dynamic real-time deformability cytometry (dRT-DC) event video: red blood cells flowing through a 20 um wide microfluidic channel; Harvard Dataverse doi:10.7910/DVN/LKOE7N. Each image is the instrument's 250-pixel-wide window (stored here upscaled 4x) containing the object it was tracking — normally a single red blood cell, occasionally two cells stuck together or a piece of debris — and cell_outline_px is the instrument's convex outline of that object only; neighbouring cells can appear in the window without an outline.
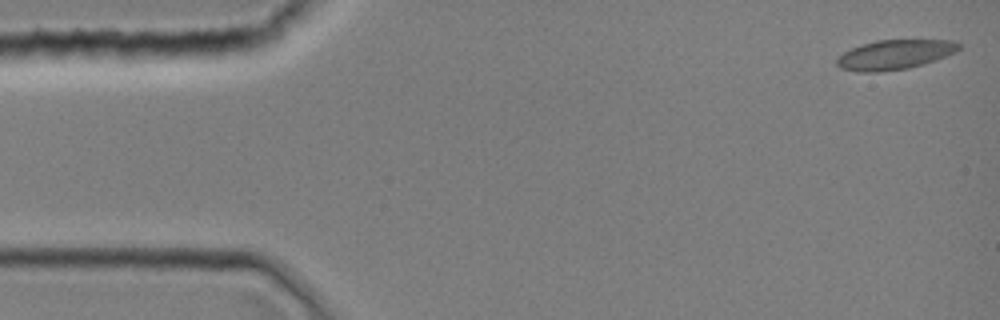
{"species": "common noctule bat (a hibernating species)", "species_latin": "Nyctalus noctula", "temperature_condition": "room temperature", "stored_images_in_passage": 3, "camera_frame_rate_fps": 3000, "um_per_image_px": 0.085, "animal": {"sex": "female", "body_mass_g": 19.0, "forearm_length_mm": 51.5}, "frame": {"image": 1, "passage_image": 1, "time_ms": 0.0, "image_size_px": [1000, 320], "cell_outline_px": [[960, 48], [956, 52], [936, 60], [924, 64], [908, 68], [876, 72], [856, 72], [840, 68], [836, 64], [836, 56], [860, 44], [876, 40], [952, 40], [960, 44]], "centroid_in_image_um": [76.02, 4.64], "position_along_channel_um": 9.0, "area_um2": 21.21}}